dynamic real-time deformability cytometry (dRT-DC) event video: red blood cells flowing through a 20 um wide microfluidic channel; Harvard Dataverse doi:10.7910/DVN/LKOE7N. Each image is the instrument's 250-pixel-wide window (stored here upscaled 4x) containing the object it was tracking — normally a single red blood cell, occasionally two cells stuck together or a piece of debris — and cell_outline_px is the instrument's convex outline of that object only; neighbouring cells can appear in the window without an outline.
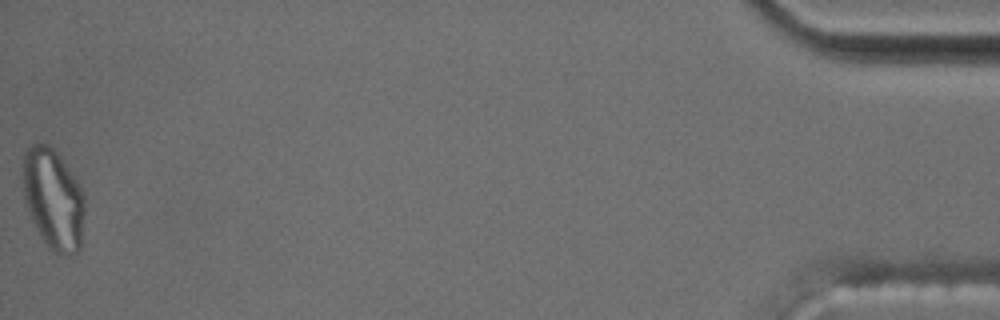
{"species": "common noctule bat (a hibernating species)", "species_latin": "Nyctalus noctula", "temperature_condition": "cold", "stored_images_in_passage": 41, "segment_of_instrument_passage": [2, 2], "camera_frame_rate_fps": 3000, "um_per_image_px": 0.085, "animal": {"sex": "male", "body_mass_g": 17.5, "forearm_length_mm": 52.3}, "frame": {"image": 1, "passage_image": 41, "time_ms": 13.333, "image_size_px": [1000, 320], "cell_outline_px": [[84, 212], [80, 248], [76, 252], [68, 256], [64, 256], [52, 252], [48, 248], [32, 220], [24, 196], [24, 152], [32, 144], [48, 144], [56, 152], [80, 184], [84, 196]], "centroid_in_image_um": [4.56, 16.96], "position_along_channel_um": 430.6, "area_um2": 35.89}}